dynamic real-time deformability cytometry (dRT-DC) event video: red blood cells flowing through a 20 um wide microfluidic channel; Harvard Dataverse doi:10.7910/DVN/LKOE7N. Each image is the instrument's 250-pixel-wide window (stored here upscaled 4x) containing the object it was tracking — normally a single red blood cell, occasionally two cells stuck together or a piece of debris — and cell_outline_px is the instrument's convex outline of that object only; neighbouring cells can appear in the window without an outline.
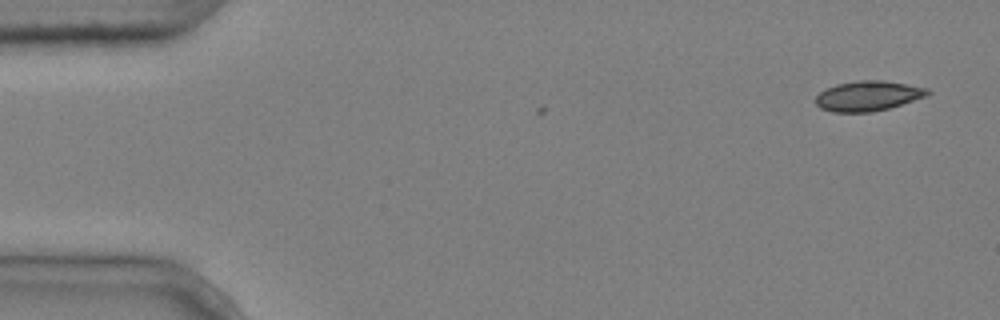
{"species": "common noctule bat (a hibernating species)", "species_latin": "Nyctalus noctula", "temperature_condition": "cold", "stored_images_in_passage": 2, "camera_frame_rate_fps": 3000, "um_per_image_px": 0.085, "animal": {"sex": "male", "body_mass_g": 20.4}, "frame": {"image": 1, "passage_image": 2, "time_ms": 0.333, "image_size_px": [1000, 320], "cell_outline_px": [[932, 92], [924, 96], [888, 108], [872, 112], [832, 112], [820, 108], [816, 104], [816, 96], [820, 92], [836, 84], [856, 80], [884, 80], [928, 88]], "centroid_in_image_um": [73.75, 8.14], "position_along_channel_um": 11.2, "area_um2": 19.42}}